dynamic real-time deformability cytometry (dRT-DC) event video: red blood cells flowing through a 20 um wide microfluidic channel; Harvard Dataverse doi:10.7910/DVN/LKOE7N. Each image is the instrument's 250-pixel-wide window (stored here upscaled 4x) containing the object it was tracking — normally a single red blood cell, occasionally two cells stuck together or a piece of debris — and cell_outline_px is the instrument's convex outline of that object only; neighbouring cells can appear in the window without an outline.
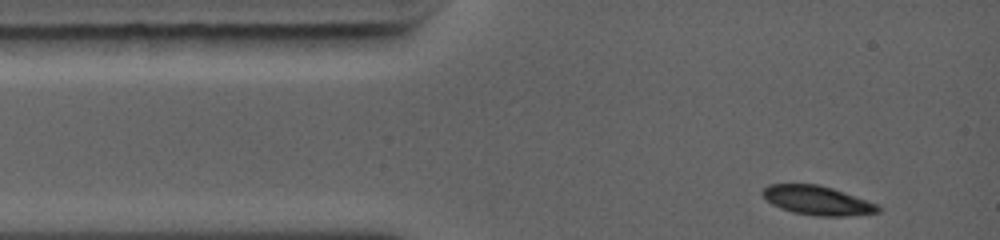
{"species": "common noctule bat (a hibernating species)", "species_latin": "Nyctalus noctula", "temperature_condition": "warm", "stored_images_in_passage": 35, "camera_frame_rate_fps": 5000, "um_per_image_px": 0.085, "animal": {"sex": "female", "body_mass_g": 19.0, "forearm_length_mm": 56.7}, "frame": {"image": 1, "passage_image": 1, "time_ms": 0.0, "image_size_px": [1000, 240], "cell_outline_px": [[880, 212], [844, 216], [816, 216], [792, 212], [780, 208], [772, 204], [760, 192], [768, 184], [816, 184], [832, 188], [844, 192], [876, 204], [880, 208]], "centroid_in_image_um": [69.43, 17.03], "position_along_channel_um": 15.6, "area_um2": 19.36}}
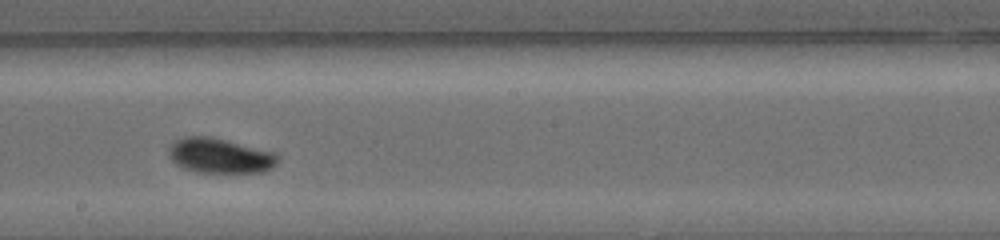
{"frame": {"image": 2, "passage_image": 15, "time_ms": 5.8, "image_size_px": [1000, 240], "cell_outline_px": [[280, 160], [272, 168], [264, 172], [196, 172], [184, 168], [176, 164], [168, 156], [168, 148], [176, 140], [184, 136], [208, 136], [276, 152], [280, 156]], "centroid_in_image_um": [18.71, 13.24], "position_along_channel_um": 229.5, "area_um2": 22.31}}
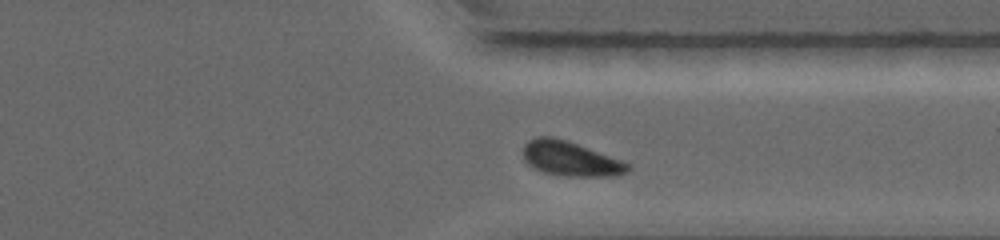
{"frame": {"image": 3, "passage_image": 30, "time_ms": 8.8, "image_size_px": [1000, 240], "cell_outline_px": [[632, 168], [628, 172], [612, 176], [568, 176], [544, 172], [528, 164], [524, 160], [524, 144], [528, 140], [536, 136], [552, 136], [568, 140], [620, 160], [628, 164]], "centroid_in_image_um": [48.47, 13.47], "position_along_channel_um": 362.9, "area_um2": 20.98}, "authors_computed_cell_mechanics": {"area_um2": 21.7328, "velocity_mm_per_s": 4.4325, "shape_relaxation_time_tau1_ms": 1.8135, "shape_relaxation_time_tau2_ms": null, "deformation_change_tau1": 0.1105, "deformation_change_tau2": null}}